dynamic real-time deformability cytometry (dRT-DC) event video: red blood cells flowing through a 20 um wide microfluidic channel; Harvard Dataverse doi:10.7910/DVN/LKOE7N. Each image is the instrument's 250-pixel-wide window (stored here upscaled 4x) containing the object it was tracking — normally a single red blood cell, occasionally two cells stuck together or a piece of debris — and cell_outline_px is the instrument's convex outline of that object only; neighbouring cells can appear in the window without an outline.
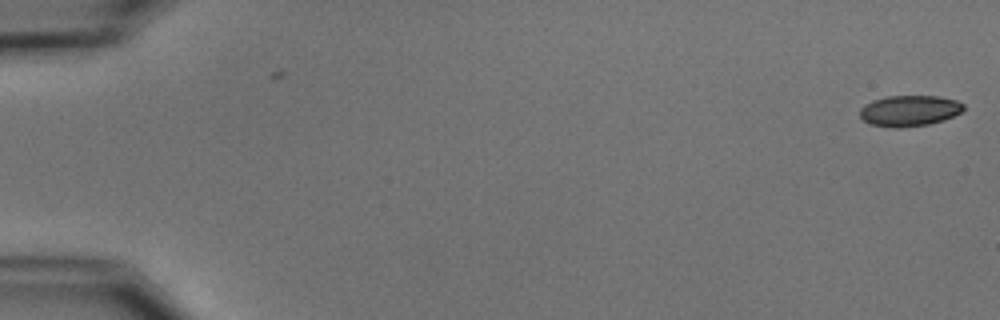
{"species": "common noctule bat (a hibernating species)", "species_latin": "Nyctalus noctula", "temperature_condition": "cold", "stored_images_in_passage": 5, "camera_frame_rate_fps": 3000, "um_per_image_px": 0.085, "animal": {"sex": "male", "body_mass_g": 15.6}, "frame": {"image": 1, "passage_image": 1, "time_ms": 0.0, "image_size_px": [1000, 320], "cell_outline_px": [[964, 108], [960, 112], [944, 120], [928, 124], [900, 128], [892, 128], [872, 124], [864, 120], [860, 116], [860, 108], [864, 104], [872, 100], [888, 96], [940, 96], [956, 100], [964, 104]], "centroid_in_image_um": [77.29, 9.41], "position_along_channel_um": 7.7, "area_um2": 18.67}}
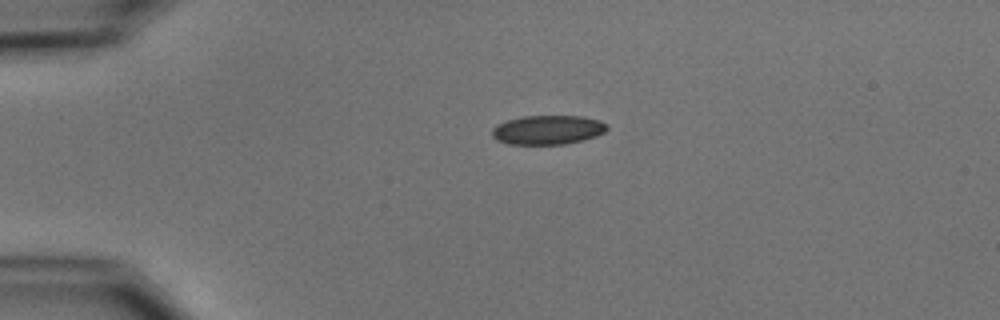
{"frame": {"image": 2, "passage_image": 4, "time_ms": 4.0, "image_size_px": [1000, 320], "cell_outline_px": [[608, 128], [604, 132], [596, 136], [564, 144], [508, 144], [496, 140], [492, 136], [492, 128], [496, 124], [508, 120], [524, 116], [584, 116], [600, 120], [608, 124]], "centroid_in_image_um": [46.55, 11.03], "position_along_channel_um": 38.4, "area_um2": 19.59}}